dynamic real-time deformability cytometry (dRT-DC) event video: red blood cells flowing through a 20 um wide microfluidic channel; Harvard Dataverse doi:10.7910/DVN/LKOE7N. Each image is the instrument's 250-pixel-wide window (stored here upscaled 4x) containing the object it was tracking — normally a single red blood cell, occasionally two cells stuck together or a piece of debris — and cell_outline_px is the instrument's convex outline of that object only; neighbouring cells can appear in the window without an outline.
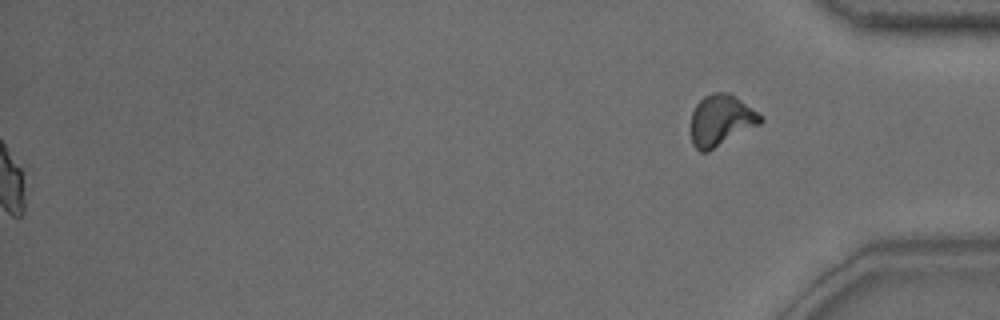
{"species": "common noctule bat (a hibernating species)", "species_latin": "Nyctalus noctula", "temperature_condition": "warm", "stored_images_in_passage": 48, "camera_frame_rate_fps": 3000, "um_per_image_px": 0.085, "animal": {"sex": "male", "body_mass_g": 15.6}, "frame": {"image": 1, "passage_image": 48, "time_ms": 15.667, "image_size_px": [1000, 320], "cell_outline_px": [[764, 120], [760, 124], [708, 152], [700, 152], [692, 144], [692, 112], [696, 104], [704, 96], [712, 92], [728, 92], [764, 116]], "centroid_in_image_um": [61.3, 10.23], "position_along_channel_um": 373.9, "area_um2": 20.69}, "authors_computed_cell_mechanics": {"area_um2": 19.7676, "velocity_mm_per_s": 4.1634, "shape_relaxation_time_tau1_ms": 4.2697, "shape_relaxation_time_tau2_ms": 2.6642, "deformation_change_tau1": 0.1497, "deformation_change_tau2": 0.0838}}